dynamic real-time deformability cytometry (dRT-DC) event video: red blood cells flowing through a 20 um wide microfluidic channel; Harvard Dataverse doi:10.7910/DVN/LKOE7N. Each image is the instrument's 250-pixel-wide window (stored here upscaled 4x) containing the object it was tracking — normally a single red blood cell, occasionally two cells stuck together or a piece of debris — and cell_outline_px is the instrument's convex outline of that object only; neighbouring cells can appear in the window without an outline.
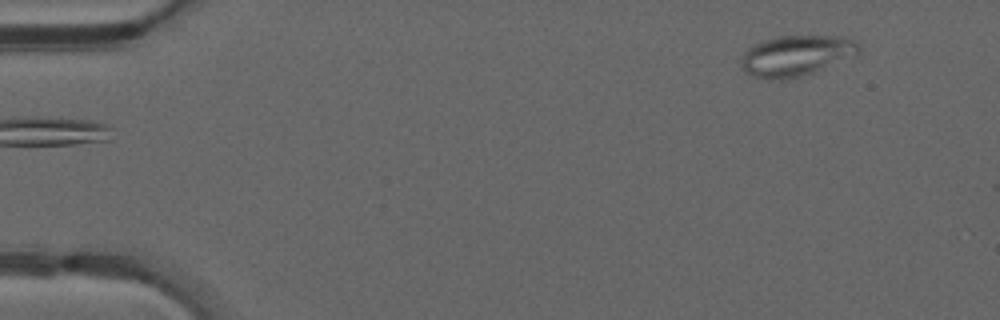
{"species": "common noctule bat (a hibernating species)", "species_latin": "Nyctalus noctula", "temperature_condition": "warm", "stored_images_in_passage": 11, "camera_frame_rate_fps": 3000, "um_per_image_px": 0.085, "animal": {"sex": "male", "forearm_length_mm": 52.5}, "frame": {"image": 1, "passage_image": 1, "time_ms": 0.0, "image_size_px": [1000, 320], "cell_outline_px": [[860, 52], [812, 72], [800, 76], [780, 80], [772, 80], [752, 76], [740, 64], [740, 60], [744, 52], [748, 48], [760, 40], [776, 36], [844, 36], [856, 40], [860, 44]], "centroid_in_image_um": [67.64, 4.7], "position_along_channel_um": 17.4, "area_um2": 27.69}}